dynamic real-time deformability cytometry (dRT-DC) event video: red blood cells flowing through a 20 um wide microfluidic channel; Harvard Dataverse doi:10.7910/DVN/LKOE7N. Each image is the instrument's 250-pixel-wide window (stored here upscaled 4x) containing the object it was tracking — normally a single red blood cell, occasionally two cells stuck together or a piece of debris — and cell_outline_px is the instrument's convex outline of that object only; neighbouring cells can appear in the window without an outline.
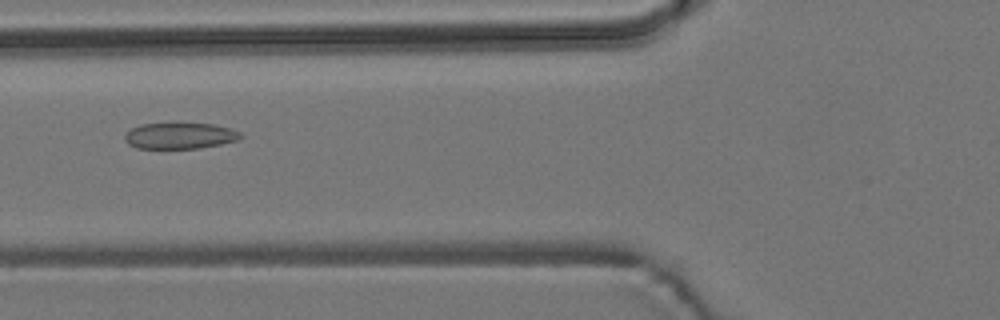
{"species": "common noctule bat (a hibernating species)", "species_latin": "Nyctalus noctula", "temperature_condition": "room temperature", "stored_images_in_passage": 15, "camera_frame_rate_fps": 3000, "um_per_image_px": 0.085, "animal": {"sex": "male", "body_mass_g": 19.2, "forearm_length_mm": 51.8}, "frame": {"image": 1, "passage_image": 5, "time_ms": 1.333, "image_size_px": [1000, 320], "cell_outline_px": [[244, 136], [236, 140], [220, 144], [200, 148], [136, 148], [128, 144], [124, 140], [124, 136], [132, 128], [140, 124], [172, 120], [212, 124], [228, 128], [240, 132]], "centroid_in_image_um": [15.24, 11.49], "position_along_channel_um": 110.6, "area_um2": 18.38}}
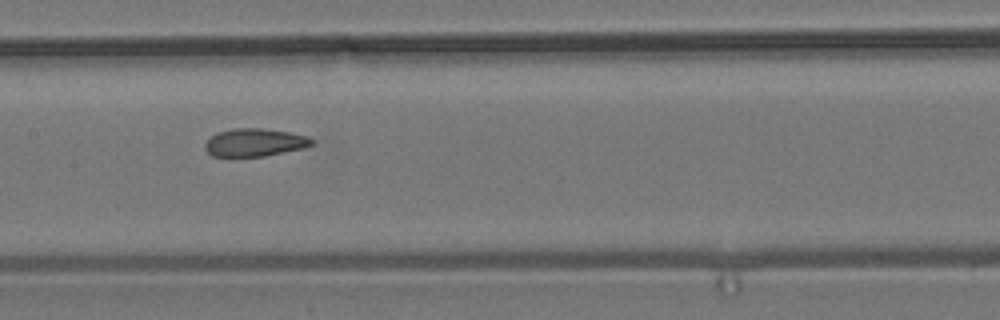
{"frame": {"image": 2, "passage_image": 11, "time_ms": 3.333, "image_size_px": [1000, 320], "cell_outline_px": [[316, 144], [304, 148], [264, 156], [228, 160], [212, 156], [204, 148], [204, 144], [216, 132], [232, 128], [260, 128], [288, 132], [308, 136], [316, 140]], "centroid_in_image_um": [21.61, 12.15], "position_along_channel_um": 185.8, "area_um2": 18.21}}
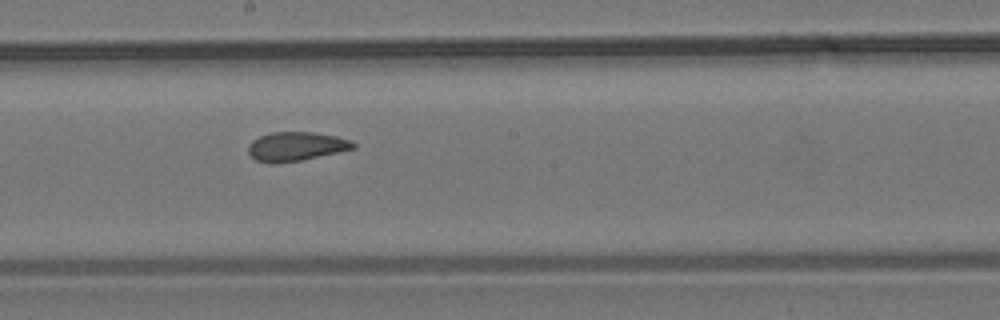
{"frame": {"image": 3, "passage_image": 14, "time_ms": 4.333, "image_size_px": [1000, 320], "cell_outline_px": [[356, 148], [300, 160], [276, 164], [268, 164], [256, 160], [248, 152], [248, 144], [252, 140], [260, 136], [272, 132], [312, 132], [336, 136], [352, 140], [356, 144]], "centroid_in_image_um": [25.15, 12.45], "position_along_channel_um": 223.1, "area_um2": 17.8}}